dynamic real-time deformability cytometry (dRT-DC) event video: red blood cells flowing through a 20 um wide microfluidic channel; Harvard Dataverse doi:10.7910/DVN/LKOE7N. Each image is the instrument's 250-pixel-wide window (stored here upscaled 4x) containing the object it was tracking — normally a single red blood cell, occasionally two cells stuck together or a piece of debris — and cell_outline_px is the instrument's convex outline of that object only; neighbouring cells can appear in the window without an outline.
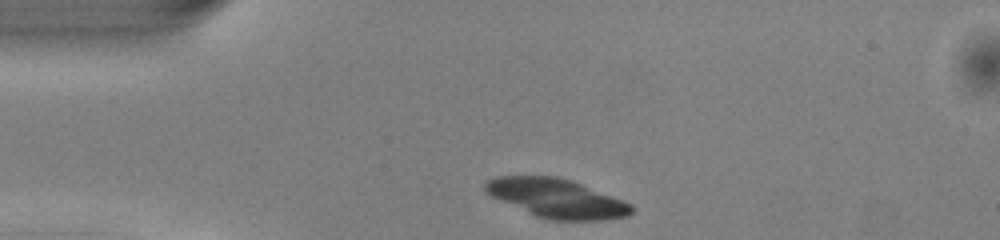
{"species": "common noctule bat (a hibernating species)", "species_latin": "Nyctalus noctula", "temperature_condition": "warm", "stored_images_in_passage": 40, "camera_frame_rate_fps": 3000, "um_per_image_px": 0.085, "animal": {"sex": "male", "body_mass_g": 13.0, "forearm_length_mm": 53.1}, "frame": {"image": 1, "passage_image": 1, "time_ms": 0.0, "image_size_px": [1000, 240], "cell_outline_px": [[632, 212], [628, 216], [604, 220], [548, 220], [536, 216], [492, 196], [484, 192], [484, 184], [488, 180], [496, 176], [556, 176], [572, 180], [624, 200], [632, 204]], "centroid_in_image_um": [47.34, 16.85], "position_along_channel_um": 37.7, "area_um2": 33.12}}